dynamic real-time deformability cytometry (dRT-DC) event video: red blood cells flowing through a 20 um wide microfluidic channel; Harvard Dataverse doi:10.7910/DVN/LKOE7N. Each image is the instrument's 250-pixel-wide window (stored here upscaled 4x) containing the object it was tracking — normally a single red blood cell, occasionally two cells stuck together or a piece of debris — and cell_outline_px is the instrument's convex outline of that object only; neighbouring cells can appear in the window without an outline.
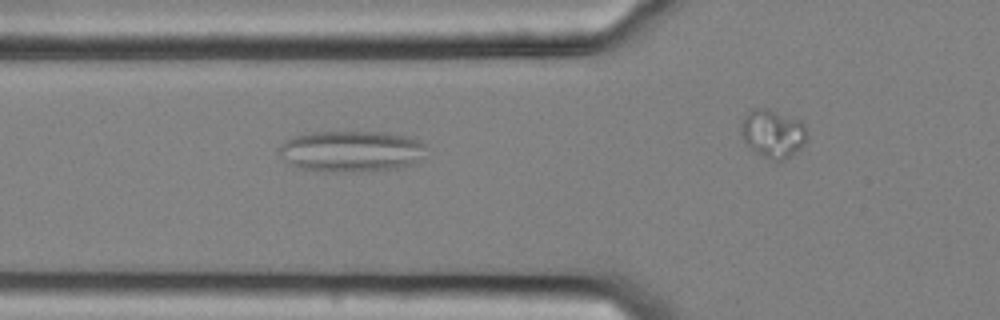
{"species": "common noctule bat (a hibernating species)", "species_latin": "Nyctalus noctula", "temperature_condition": "cold", "stored_images_in_passage": 44, "camera_frame_rate_fps": 3000, "um_per_image_px": 0.085, "animal": {"sex": "female", "body_mass_g": 25.1}, "frame": {"image": 1, "passage_image": 20, "time_ms": 6.333, "image_size_px": [1000, 320], "cell_outline_px": [[432, 148], [420, 164], [400, 168], [356, 172], [320, 172], [300, 168], [288, 164], [276, 152], [276, 148], [284, 140], [292, 136], [308, 132], [388, 132], [412, 136], [420, 140]], "centroid_in_image_um": [29.94, 12.86], "position_along_channel_um": 95.9, "area_um2": 37.17}}
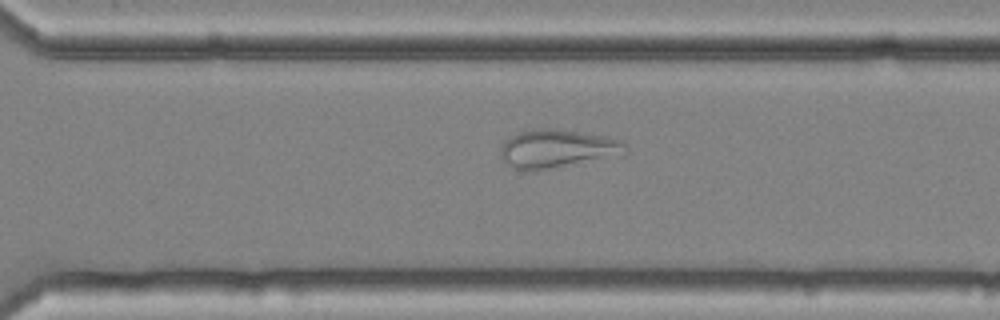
{"frame": {"image": 2, "passage_image": 39, "time_ms": 12.667, "image_size_px": [1000, 320], "cell_outline_px": [[628, 148], [624, 156], [532, 172], [524, 172], [512, 168], [500, 156], [500, 148], [516, 132], [532, 128], [556, 128], [604, 136], [624, 140]], "centroid_in_image_um": [47.42, 12.66], "position_along_channel_um": 323.2, "area_um2": 28.84}}
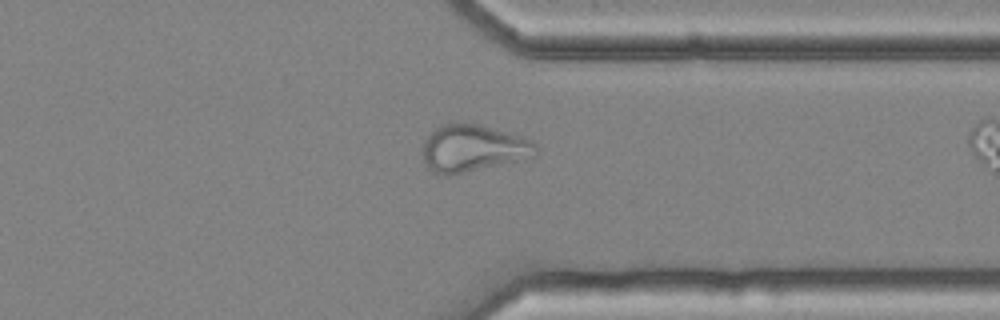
{"frame": {"image": 3, "passage_image": 43, "time_ms": 14.0, "image_size_px": [1000, 320], "cell_outline_px": [[540, 152], [536, 156], [524, 160], [448, 176], [436, 176], [424, 168], [424, 140], [440, 124], [456, 120], [480, 124], [524, 136], [532, 140], [540, 148]], "centroid_in_image_um": [40.23, 12.6], "position_along_channel_um": 371.2, "area_um2": 32.43}}